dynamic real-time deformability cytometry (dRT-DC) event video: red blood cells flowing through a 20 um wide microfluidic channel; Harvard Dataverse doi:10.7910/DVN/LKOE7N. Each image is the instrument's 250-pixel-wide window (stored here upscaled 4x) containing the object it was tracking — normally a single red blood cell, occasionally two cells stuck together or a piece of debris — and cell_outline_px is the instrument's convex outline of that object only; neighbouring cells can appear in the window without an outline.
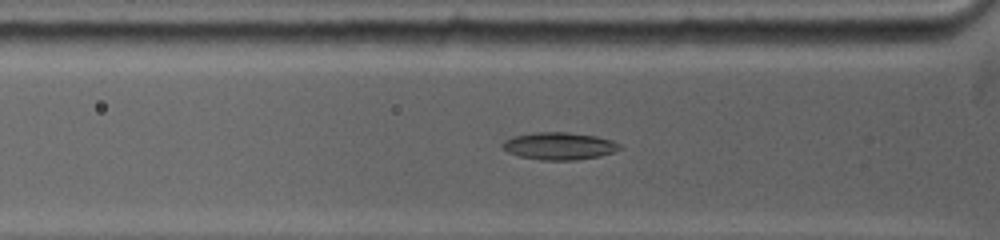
{"species": "common noctule bat (a hibernating species)", "species_latin": "Nyctalus noctula", "temperature_condition": "warm", "stored_images_in_passage": 83, "camera_frame_rate_fps": 5000, "um_per_image_px": 0.085, "animal": {"sex": "female", "body_mass_g": 19.0, "forearm_length_mm": 53.3}, "frame": {"image": 1, "passage_image": 12, "time_ms": 3.0, "image_size_px": [1000, 240], "cell_outline_px": [[624, 148], [600, 156], [576, 160], [540, 160], [520, 156], [508, 152], [504, 148], [504, 140], [512, 136], [536, 132], [568, 132], [596, 136], [612, 140], [620, 144]], "centroid_in_image_um": [47.57, 12.41], "position_along_channel_um": 78.2, "area_um2": 18.67}}
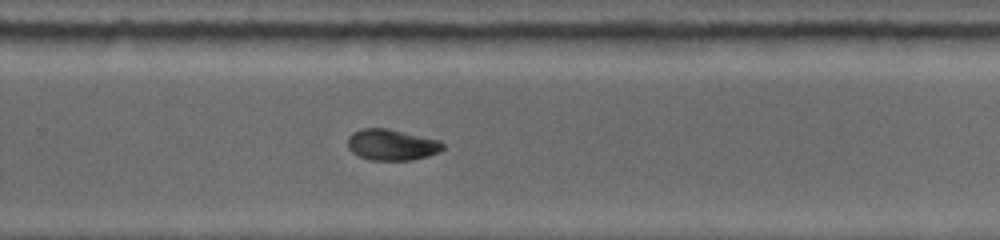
{"frame": {"image": 2, "passage_image": 37, "time_ms": 8.6, "image_size_px": [1000, 240], "cell_outline_px": [[444, 148], [440, 152], [428, 156], [412, 160], [372, 160], [360, 156], [352, 152], [348, 148], [348, 136], [352, 132], [364, 128], [388, 128], [440, 140], [444, 144]], "centroid_in_image_um": [33.31, 12.3], "position_along_channel_um": 296.5, "area_um2": 17.34}}
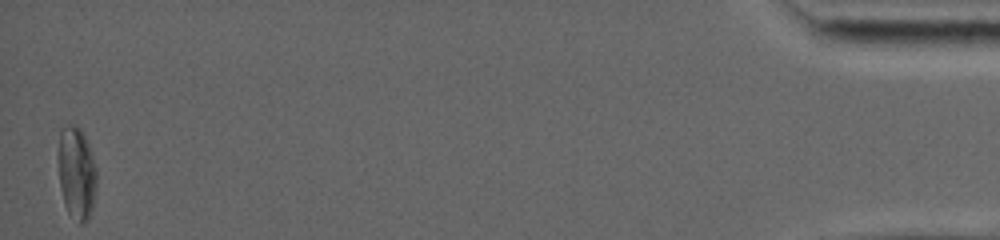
{"frame": {"image": 3, "passage_image": 82, "time_ms": 15.8, "image_size_px": [1000, 240], "cell_outline_px": [[96, 184], [92, 208], [88, 220], [84, 224], [80, 224], [68, 212], [64, 204], [60, 188], [60, 132], [68, 124], [76, 124], [84, 132], [96, 168]], "centroid_in_image_um": [6.53, 14.72], "position_along_channel_um": 428.7, "area_um2": 20.35}, "authors_computed_cell_mechanics": {"area_um2": 18.1492, "velocity_mm_per_s": 3.9074, "shape_relaxation_time_tau1_ms": null, "shape_relaxation_time_tau2_ms": 9.93, "deformation_change_tau1": null, "deformation_change_tau2": 0.1078}}